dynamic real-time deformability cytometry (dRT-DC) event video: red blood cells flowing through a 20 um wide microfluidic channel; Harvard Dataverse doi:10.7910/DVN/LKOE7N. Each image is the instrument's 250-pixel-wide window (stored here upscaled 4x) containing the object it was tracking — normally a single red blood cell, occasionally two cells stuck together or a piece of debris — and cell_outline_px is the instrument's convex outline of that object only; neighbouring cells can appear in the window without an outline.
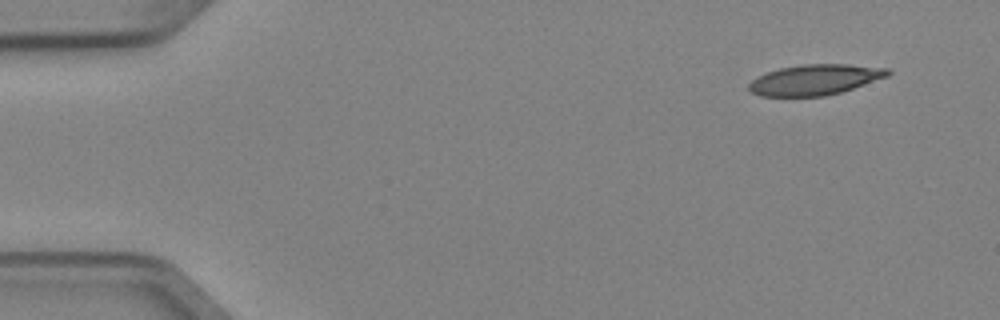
{"species": "Egyptian fruit bat (a non-hibernating species)", "species_latin": "Rousettus aegyptiacus", "temperature_condition": "cold", "stored_images_in_passage": 5, "camera_frame_rate_fps": 3000, "um_per_image_px": 0.085, "animal": {"sex": "female"}, "frame": {"image": 1, "passage_image": 1, "time_ms": 0.0, "image_size_px": [1000, 320], "cell_outline_px": [[892, 72], [888, 76], [840, 92], [824, 96], [760, 96], [752, 92], [748, 88], [748, 84], [752, 80], [768, 72], [780, 68], [804, 64], [848, 64], [888, 68]], "centroid_in_image_um": [69.28, 6.77], "position_along_channel_um": 15.7, "area_um2": 24.45}}
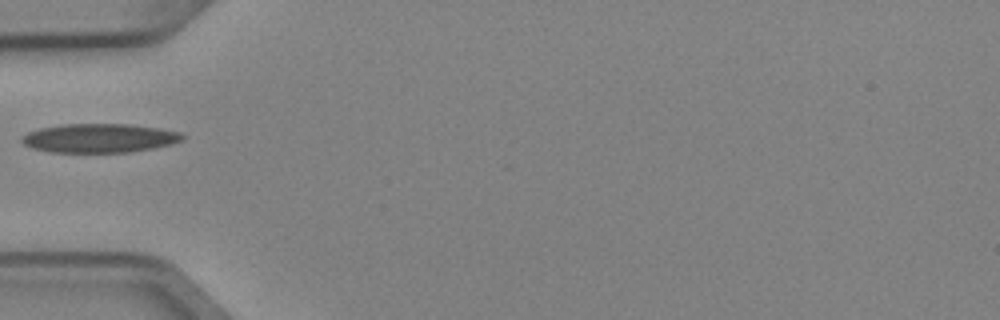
{"frame": {"image": 2, "passage_image": 4, "time_ms": 1.0, "image_size_px": [1000, 320], "cell_outline_px": [[184, 140], [152, 148], [128, 152], [52, 152], [32, 148], [24, 144], [20, 140], [20, 136], [28, 132], [40, 128], [60, 124], [128, 124], [160, 128], [180, 132], [184, 136]], "centroid_in_image_um": [8.41, 11.73], "position_along_channel_um": 76.6, "area_um2": 27.05}}
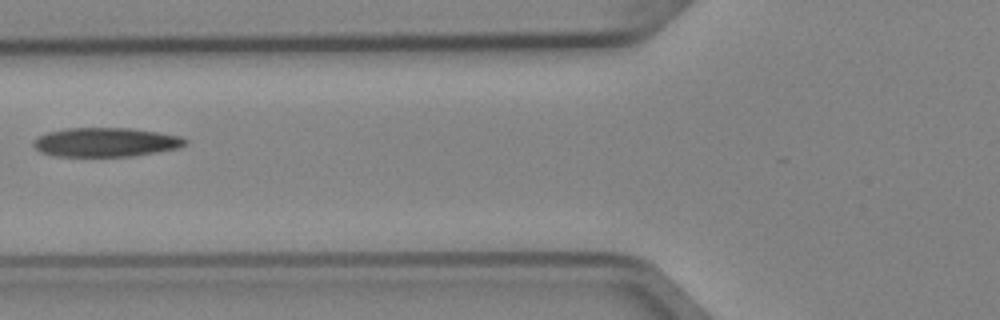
{"frame": {"image": 3, "passage_image": 5, "time_ms": 1.333, "image_size_px": [1000, 320], "cell_outline_px": [[188, 144], [180, 148], [132, 156], [56, 156], [40, 152], [32, 144], [32, 140], [48, 132], [68, 128], [128, 128], [156, 132], [180, 136], [188, 140]], "centroid_in_image_um": [9.0, 12.09], "position_along_channel_um": 116.8, "area_um2": 25.66}}